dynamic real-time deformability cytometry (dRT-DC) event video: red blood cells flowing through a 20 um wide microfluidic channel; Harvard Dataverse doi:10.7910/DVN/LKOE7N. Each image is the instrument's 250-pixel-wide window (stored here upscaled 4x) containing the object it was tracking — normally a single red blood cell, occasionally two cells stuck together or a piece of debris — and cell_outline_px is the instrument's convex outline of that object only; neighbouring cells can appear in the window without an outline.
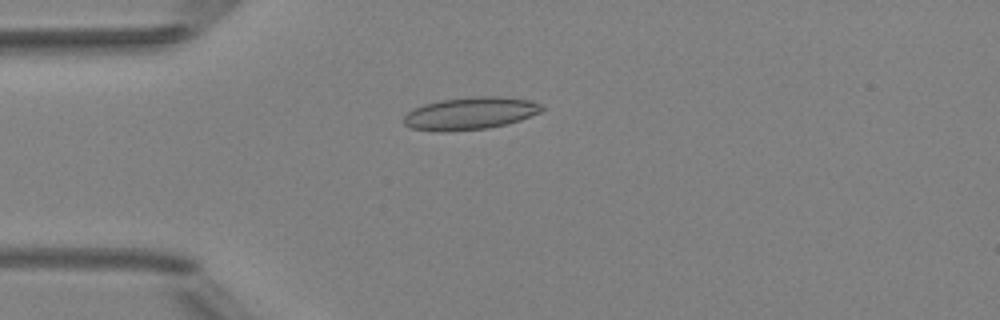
{"species": "Egyptian fruit bat (a non-hibernating species)", "species_latin": "Rousettus aegyptiacus", "temperature_condition": "room temperature", "stored_images_in_passage": 2, "camera_frame_rate_fps": 3000, "um_per_image_px": 0.085, "animal": {"sex": "female"}, "frame": {"image": 1, "passage_image": 1, "time_ms": 0.0, "image_size_px": [1000, 320], "cell_outline_px": [[544, 108], [540, 112], [520, 120], [508, 124], [488, 128], [440, 132], [412, 128], [404, 124], [404, 116], [412, 108], [424, 104], [440, 100], [472, 96], [500, 96], [532, 100], [540, 104]], "centroid_in_image_um": [39.97, 9.63], "position_along_channel_um": 45.0, "area_um2": 26.24}}